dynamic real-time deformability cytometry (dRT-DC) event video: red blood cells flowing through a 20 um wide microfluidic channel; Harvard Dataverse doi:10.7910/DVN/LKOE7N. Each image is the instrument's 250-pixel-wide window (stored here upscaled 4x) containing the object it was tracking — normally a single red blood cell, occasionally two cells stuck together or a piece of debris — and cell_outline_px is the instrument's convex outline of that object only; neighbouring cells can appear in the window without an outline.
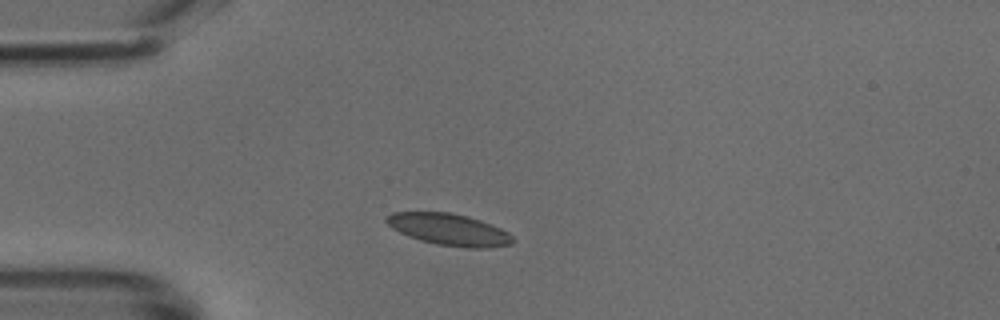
{"species": "common noctule bat (a hibernating species)", "species_latin": "Nyctalus noctula", "temperature_condition": "cold", "stored_images_in_passage": 25, "camera_frame_rate_fps": 3000, "um_per_image_px": 0.085, "animal": {"sex": "male", "body_mass_g": 18.8}, "frame": {"image": 1, "passage_image": 1, "time_ms": 0.0, "image_size_px": [1000, 320], "cell_outline_px": [[516, 240], [512, 244], [488, 248], [468, 248], [436, 244], [420, 240], [408, 236], [392, 228], [384, 220], [384, 216], [392, 212], [448, 212], [468, 216], [480, 220], [500, 228], [508, 232]], "centroid_in_image_um": [38.16, 19.51], "position_along_channel_um": 46.8, "area_um2": 23.47}}
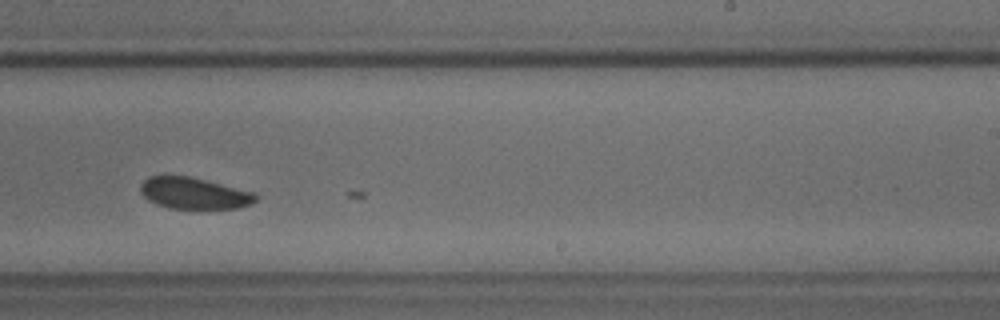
{"frame": {"image": 2, "passage_image": 19, "time_ms": 6.0, "image_size_px": [1000, 320], "cell_outline_px": [[256, 200], [252, 204], [236, 208], [168, 208], [156, 204], [148, 200], [140, 192], [140, 184], [148, 176], [188, 176], [252, 192], [256, 196]], "centroid_in_image_um": [16.43, 16.43], "position_along_channel_um": 272.6, "area_um2": 20.75}}
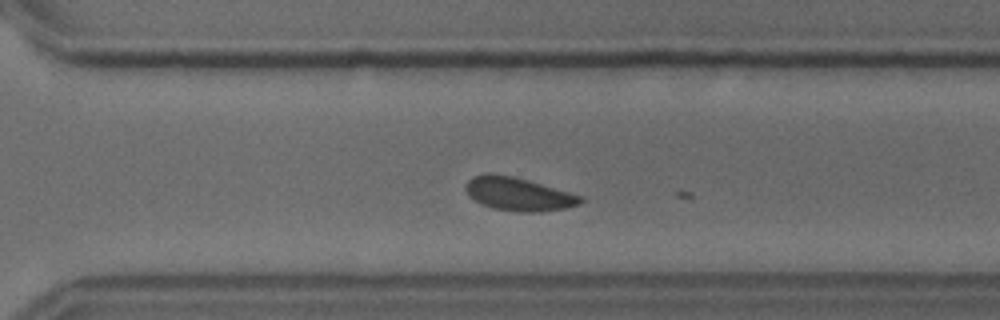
{"frame": {"image": 3, "passage_image": 23, "time_ms": 7.333, "image_size_px": [1000, 320], "cell_outline_px": [[584, 200], [580, 204], [568, 208], [540, 212], [516, 212], [492, 208], [480, 204], [468, 196], [464, 188], [464, 184], [472, 176], [512, 176], [528, 180], [584, 196]], "centroid_in_image_um": [44.1, 16.54], "position_along_channel_um": 326.5, "area_um2": 22.2}}